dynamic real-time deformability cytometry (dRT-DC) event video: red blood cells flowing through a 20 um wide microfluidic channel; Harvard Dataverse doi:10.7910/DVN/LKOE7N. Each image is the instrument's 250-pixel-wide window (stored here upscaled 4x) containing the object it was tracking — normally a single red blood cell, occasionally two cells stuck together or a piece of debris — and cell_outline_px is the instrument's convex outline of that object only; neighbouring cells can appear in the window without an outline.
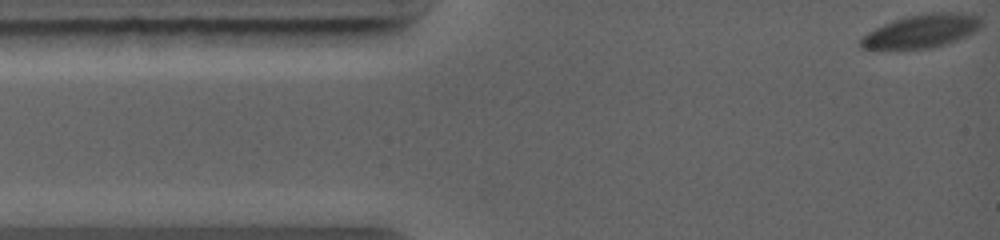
{"species": "common noctule bat (a hibernating species)", "species_latin": "Nyctalus noctula", "temperature_condition": "warm", "stored_images_in_passage": 31, "camera_frame_rate_fps": 5000, "um_per_image_px": 0.085, "animal": {"sex": "female", "body_mass_g": 19.0, "forearm_length_mm": 56.7}, "frame": {"image": 1, "passage_image": 1, "time_ms": 0.0, "image_size_px": [1000, 240], "cell_outline_px": [[984, 20], [980, 28], [956, 40], [932, 48], [860, 48], [860, 40], [868, 32], [892, 20], [904, 16], [932, 12], [960, 12], [980, 16]], "centroid_in_image_um": [78.38, 2.61], "position_along_channel_um": 6.6, "area_um2": 23.24}}
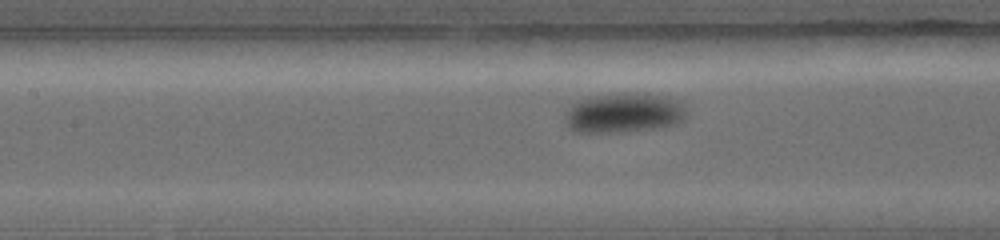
{"frame": {"image": 2, "passage_image": 13, "time_ms": 5.0, "image_size_px": [1000, 240], "cell_outline_px": [[684, 120], [676, 124], [656, 128], [624, 132], [572, 132], [568, 128], [564, 116], [564, 112], [576, 100], [592, 96], [644, 92], [668, 96], [684, 104]], "centroid_in_image_um": [52.99, 9.59], "position_along_channel_um": 154.4, "area_um2": 28.5}}
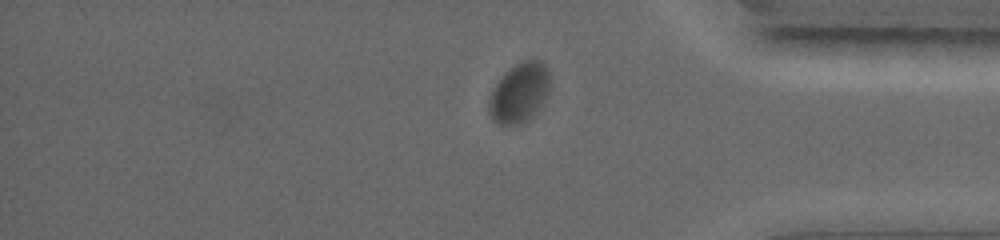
{"frame": {"image": 3, "passage_image": 27, "time_ms": 10.6, "image_size_px": [1000, 240], "cell_outline_px": [[552, 80], [548, 92], [540, 108], [528, 120], [516, 124], [500, 124], [492, 120], [488, 112], [488, 100], [496, 84], [504, 72], [516, 64], [524, 60], [540, 60], [544, 64]], "centroid_in_image_um": [44.16, 7.88], "position_along_channel_um": 391.0, "area_um2": 21.27}}